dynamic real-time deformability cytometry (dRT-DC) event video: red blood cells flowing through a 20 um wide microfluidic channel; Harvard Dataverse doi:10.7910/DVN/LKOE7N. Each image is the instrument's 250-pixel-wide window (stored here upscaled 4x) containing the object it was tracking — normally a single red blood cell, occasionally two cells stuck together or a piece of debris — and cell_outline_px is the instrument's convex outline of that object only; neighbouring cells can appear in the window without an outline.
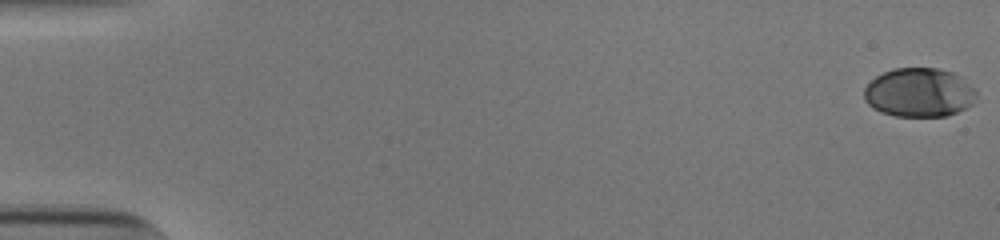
{"species": "human", "species_latin": "Homo sapiens", "temperature_condition": "cold", "stored_images_in_passage": 55, "camera_frame_rate_fps": 3000, "um_per_image_px": 0.085, "donor": {"sex": "male"}, "frame": {"image": 1, "passage_image": 1, "time_ms": 0.0, "image_size_px": [1000, 240], "cell_outline_px": [[976, 100], [972, 104], [948, 116], [896, 116], [880, 112], [872, 108], [864, 100], [864, 88], [876, 76], [892, 68], [936, 68], [952, 72], [960, 76], [976, 88]], "centroid_in_image_um": [78.13, 7.86], "position_along_channel_um": 6.9, "area_um2": 32.25}}
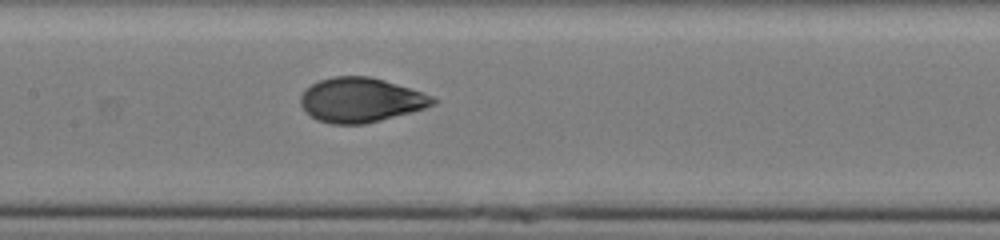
{"frame": {"image": 2, "passage_image": 28, "time_ms": 9.0, "image_size_px": [1000, 240], "cell_outline_px": [[436, 104], [424, 108], [380, 120], [364, 124], [332, 124], [316, 120], [300, 104], [300, 96], [312, 84], [320, 80], [332, 76], [368, 76], [384, 80], [432, 96], [436, 100]], "centroid_in_image_um": [30.64, 8.5], "position_along_channel_um": 176.8, "area_um2": 33.81}}
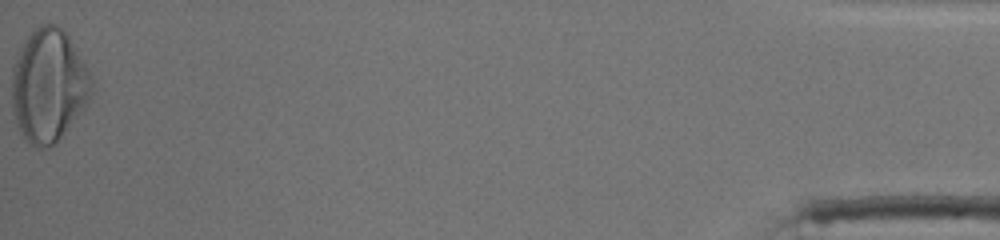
{"frame": {"image": 3, "passage_image": 55, "time_ms": 18.0, "image_size_px": [1000, 240], "cell_outline_px": [[96, 92], [84, 108], [56, 144], [48, 148], [36, 148], [20, 132], [16, 124], [12, 108], [12, 72], [20, 48], [28, 36], [40, 24], [56, 24], [68, 36], [88, 68], [92, 76]], "centroid_in_image_um": [4.17, 7.3], "position_along_channel_um": 431.0, "area_um2": 52.77}, "authors_computed_cell_mechanics": {"area_um2": 34.1598, "velocity_mm_per_s": 3.8506, "shape_relaxation_time_tau1_ms": 4.0534, "shape_relaxation_time_tau2_ms": null, "deformation_change_tau1": 0.1873, "deformation_change_tau2": null}}